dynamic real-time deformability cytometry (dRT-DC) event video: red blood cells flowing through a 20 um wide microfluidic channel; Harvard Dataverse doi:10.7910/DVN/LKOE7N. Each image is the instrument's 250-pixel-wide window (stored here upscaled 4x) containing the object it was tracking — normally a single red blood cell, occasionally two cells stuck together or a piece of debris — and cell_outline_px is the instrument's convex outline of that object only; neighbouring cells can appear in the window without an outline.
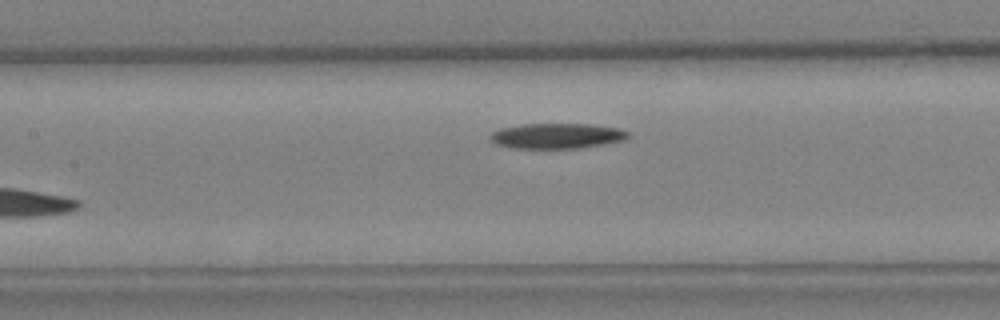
{"species": "Egyptian fruit bat (a non-hibernating species)", "species_latin": "Rousettus aegyptiacus", "temperature_condition": "warm", "stored_images_in_passage": 8, "camera_frame_rate_fps": 3000, "um_per_image_px": 0.085, "animal": {"sex": "female"}, "frame": {"image": 1, "passage_image": 8, "time_ms": 2.333, "image_size_px": [1000, 320], "cell_outline_px": [[628, 136], [624, 140], [604, 144], [580, 148], [512, 148], [496, 144], [488, 136], [492, 132], [500, 128], [524, 124], [588, 124], [620, 128], [628, 132]], "centroid_in_image_um": [47.32, 11.55], "position_along_channel_um": 160.1, "area_um2": 20.29}}